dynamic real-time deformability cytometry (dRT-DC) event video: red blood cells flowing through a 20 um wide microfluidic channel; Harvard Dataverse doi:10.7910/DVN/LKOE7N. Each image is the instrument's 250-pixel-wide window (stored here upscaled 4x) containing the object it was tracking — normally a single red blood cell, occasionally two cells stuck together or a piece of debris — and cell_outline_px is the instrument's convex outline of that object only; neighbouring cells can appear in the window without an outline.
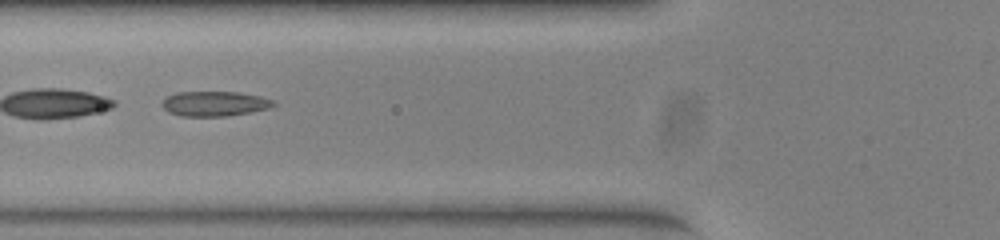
{"species": "common noctule bat (a hibernating species)", "species_latin": "Nyctalus noctula", "temperature_condition": "warm", "stored_images_in_passage": 51, "segment_of_instrument_passage": [2, 2], "camera_frame_rate_fps": 3000, "um_per_image_px": 0.085, "animal": {"sex": "female", "body_mass_g": 23.0, "forearm_length_mm": 53.4}, "frame": {"image": 1, "passage_image": 20, "time_ms": 6.333, "image_size_px": [1000, 240], "cell_outline_px": [[276, 104], [268, 108], [252, 112], [228, 116], [180, 116], [168, 112], [160, 104], [168, 96], [176, 92], [240, 92], [260, 96], [272, 100]], "centroid_in_image_um": [18.23, 8.81], "position_along_channel_um": 107.6, "area_um2": 16.18}}